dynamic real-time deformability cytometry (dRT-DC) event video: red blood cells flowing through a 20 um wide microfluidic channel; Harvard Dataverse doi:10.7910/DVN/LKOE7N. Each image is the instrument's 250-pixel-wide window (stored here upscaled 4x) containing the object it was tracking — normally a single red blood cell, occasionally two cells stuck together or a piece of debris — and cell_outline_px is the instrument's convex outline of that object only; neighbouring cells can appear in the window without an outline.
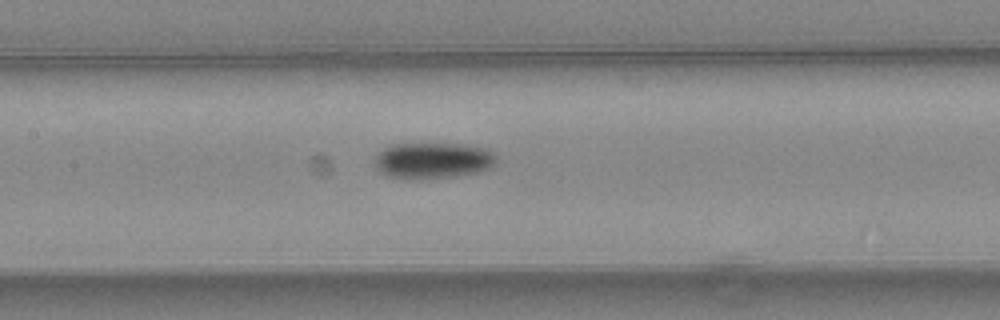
{"species": "common noctule bat (a hibernating species)", "species_latin": "Nyctalus noctula", "temperature_condition": "warm", "stored_images_in_passage": 6, "camera_frame_rate_fps": 3000, "um_per_image_px": 0.085, "animal": {"sex": "female", "body_mass_g": 24.6, "forearm_length_mm": 56.2}, "frame": {"image": 1, "passage_image": 6, "time_ms": 1.667, "image_size_px": [1000, 320], "cell_outline_px": [[496, 160], [488, 168], [476, 172], [456, 176], [420, 180], [412, 180], [384, 176], [376, 168], [376, 156], [388, 144], [456, 144], [484, 148], [492, 152], [496, 156]], "centroid_in_image_um": [36.72, 13.66], "position_along_channel_um": 170.7, "area_um2": 25.61}}